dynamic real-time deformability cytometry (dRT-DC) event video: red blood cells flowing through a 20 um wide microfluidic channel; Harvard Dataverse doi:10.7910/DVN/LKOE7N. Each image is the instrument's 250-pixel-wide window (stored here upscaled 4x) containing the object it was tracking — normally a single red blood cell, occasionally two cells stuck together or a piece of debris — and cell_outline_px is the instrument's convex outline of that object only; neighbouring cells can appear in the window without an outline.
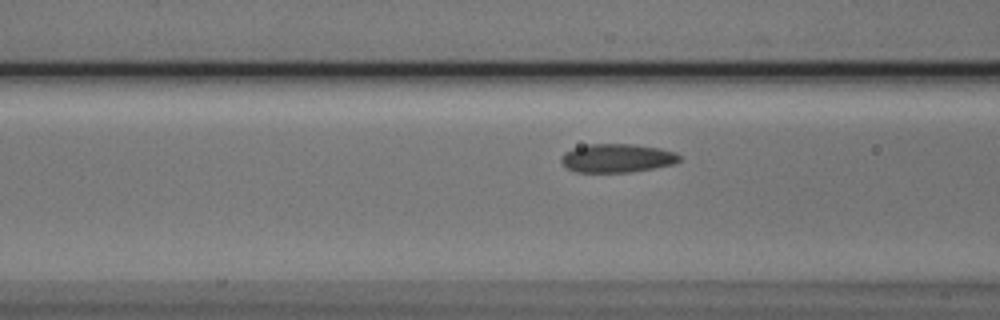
{"species": "Egyptian fruit bat (a non-hibernating species)", "species_latin": "Rousettus aegyptiacus", "temperature_condition": "cold", "stored_images_in_passage": 33, "camera_frame_rate_fps": 3000, "um_per_image_px": 0.085, "animal": {"sex": "male"}, "frame": {"image": 1, "passage_image": 8, "time_ms": 2.333, "image_size_px": [1000, 320], "cell_outline_px": [[680, 160], [672, 164], [652, 168], [628, 172], [576, 172], [568, 168], [560, 160], [560, 156], [564, 152], [572, 148], [588, 144], [632, 144], [660, 148], [676, 152], [680, 156]], "centroid_in_image_um": [52.42, 13.43], "position_along_channel_um": 114.2, "area_um2": 19.65}}
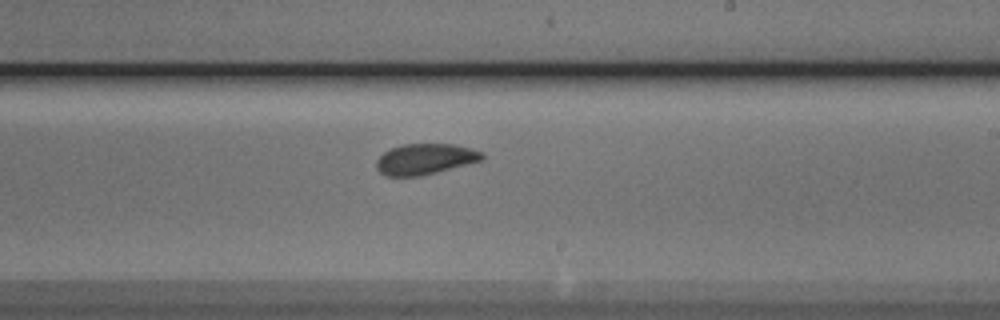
{"frame": {"image": 2, "passage_image": 19, "time_ms": 6.0, "image_size_px": [1000, 320], "cell_outline_px": [[484, 160], [420, 176], [384, 176], [376, 168], [376, 160], [384, 152], [392, 148], [404, 144], [452, 144], [484, 152]], "centroid_in_image_um": [36.13, 13.53], "position_along_channel_um": 252.9, "area_um2": 18.9}}
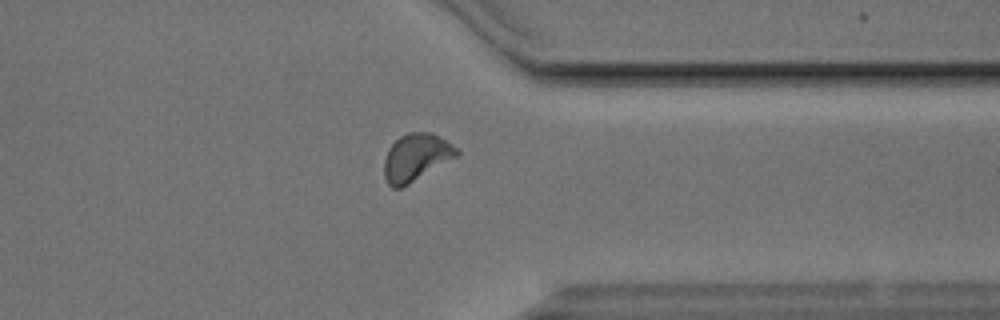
{"frame": {"image": 3, "passage_image": 29, "time_ms": 9.333, "image_size_px": [1000, 320], "cell_outline_px": [[460, 152], [456, 156], [408, 184], [400, 188], [392, 188], [388, 184], [384, 176], [384, 160], [388, 148], [400, 136], [408, 132], [432, 132], [452, 144]], "centroid_in_image_um": [35.33, 13.36], "position_along_channel_um": 376.1, "area_um2": 19.71}}